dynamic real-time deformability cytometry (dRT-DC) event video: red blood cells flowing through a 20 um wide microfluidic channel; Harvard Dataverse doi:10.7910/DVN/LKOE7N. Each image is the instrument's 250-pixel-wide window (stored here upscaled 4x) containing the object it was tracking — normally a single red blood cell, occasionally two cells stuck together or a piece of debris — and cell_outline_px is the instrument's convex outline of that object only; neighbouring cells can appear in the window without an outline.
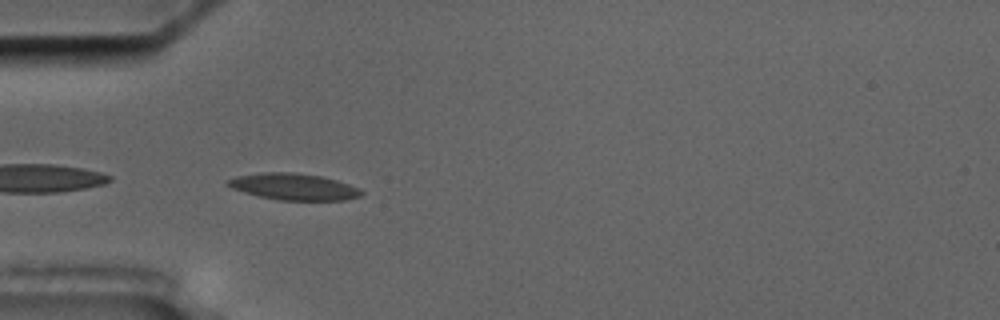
{"species": "common noctule bat (a hibernating species)", "species_latin": "Nyctalus noctula", "temperature_condition": "cold", "stored_images_in_passage": 36, "camera_frame_rate_fps": 3000, "um_per_image_px": 0.085, "animal": {"sex": "male", "body_mass_g": 17.5, "forearm_length_mm": 52.3}, "frame": {"image": 1, "passage_image": 1, "time_ms": 0.0, "image_size_px": [1000, 320], "cell_outline_px": [[364, 192], [360, 196], [344, 200], [280, 200], [260, 196], [244, 192], [232, 188], [224, 184], [224, 180], [236, 176], [264, 172], [292, 172], [320, 176], [336, 180], [360, 188]], "centroid_in_image_um": [24.93, 15.86], "position_along_channel_um": 60.1, "area_um2": 20.63}}
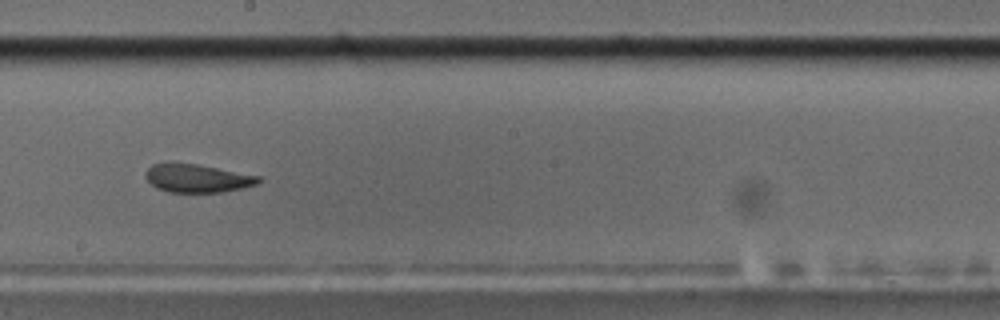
{"frame": {"image": 2, "passage_image": 16, "time_ms": 5.0, "image_size_px": [1000, 320], "cell_outline_px": [[260, 184], [244, 188], [220, 192], [168, 192], [156, 188], [144, 176], [144, 172], [152, 164], [196, 164], [260, 176]], "centroid_in_image_um": [16.79, 15.17], "position_along_channel_um": 231.4, "area_um2": 18.38}, "authors_computed_cell_mechanics": {"area_um2": 19.8832, "velocity_mm_per_s": 3.5184, "shape_relaxation_time_tau1_ms": null, "shape_relaxation_time_tau2_ms": 2.2717, "deformation_change_tau1": null, "deformation_change_tau2": 0.0853}}